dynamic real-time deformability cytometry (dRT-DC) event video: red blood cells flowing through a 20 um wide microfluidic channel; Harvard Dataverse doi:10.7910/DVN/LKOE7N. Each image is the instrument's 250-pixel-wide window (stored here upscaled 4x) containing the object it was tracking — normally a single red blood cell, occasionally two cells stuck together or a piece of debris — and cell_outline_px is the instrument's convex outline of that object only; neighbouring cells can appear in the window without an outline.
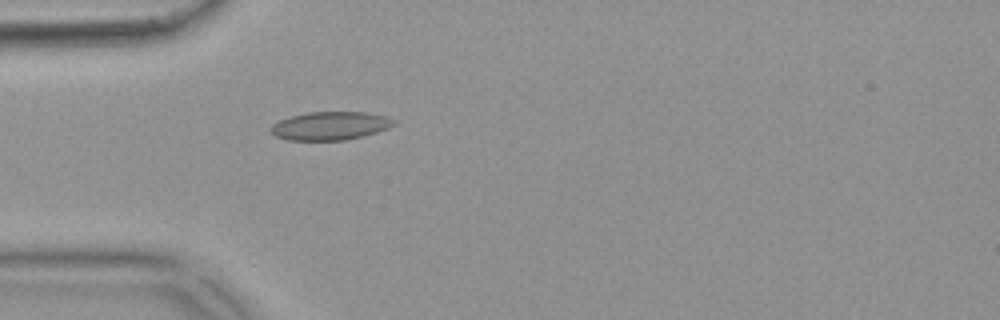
{"species": "common noctule bat (a hibernating species)", "species_latin": "Nyctalus noctula", "temperature_condition": "warm", "stored_images_in_passage": 55, "camera_frame_rate_fps": 3000, "um_per_image_px": 0.085, "animal": {"sex": "female", "body_mass_g": 18.4}, "frame": {"image": 1, "passage_image": 16, "time_ms": 5.0, "image_size_px": [1000, 320], "cell_outline_px": [[396, 124], [388, 128], [364, 136], [348, 140], [288, 140], [276, 136], [268, 132], [268, 128], [272, 124], [280, 120], [292, 116], [308, 112], [368, 112], [388, 116], [396, 120]], "centroid_in_image_um": [28.08, 10.69], "position_along_channel_um": 56.9, "area_um2": 20.58}}
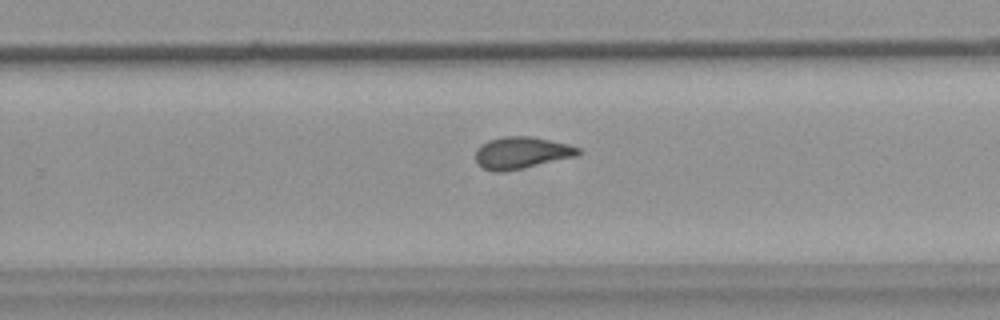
{"frame": {"image": 2, "passage_image": 35, "time_ms": 11.333, "image_size_px": [1000, 320], "cell_outline_px": [[584, 152], [576, 156], [524, 168], [504, 172], [496, 172], [484, 168], [476, 164], [476, 148], [480, 144], [488, 140], [504, 136], [532, 136], [568, 144], [580, 148]], "centroid_in_image_um": [44.32, 12.98], "position_along_channel_um": 285.5, "area_um2": 19.31}}
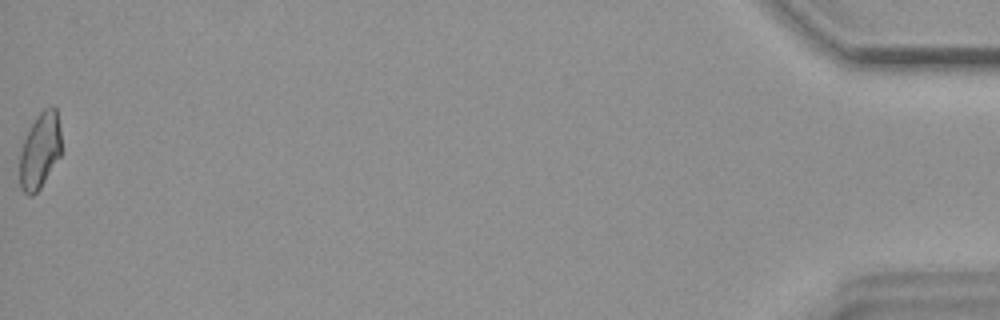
{"frame": {"image": 3, "passage_image": 55, "time_ms": 18.0, "image_size_px": [1000, 320], "cell_outline_px": [[60, 156], [40, 188], [32, 196], [28, 196], [20, 188], [20, 152], [24, 140], [36, 116], [44, 108], [52, 104], [56, 108], [60, 128]], "centroid_in_image_um": [3.39, 12.79], "position_along_channel_um": 431.8, "area_um2": 18.32}, "authors_computed_cell_mechanics": {"area_um2": 19.3052, "velocity_mm_per_s": 3.6831, "shape_relaxation_time_tau1_ms": null, "shape_relaxation_time_tau2_ms": 1.6112, "deformation_change_tau1": null, "deformation_change_tau2": 0.0674}}